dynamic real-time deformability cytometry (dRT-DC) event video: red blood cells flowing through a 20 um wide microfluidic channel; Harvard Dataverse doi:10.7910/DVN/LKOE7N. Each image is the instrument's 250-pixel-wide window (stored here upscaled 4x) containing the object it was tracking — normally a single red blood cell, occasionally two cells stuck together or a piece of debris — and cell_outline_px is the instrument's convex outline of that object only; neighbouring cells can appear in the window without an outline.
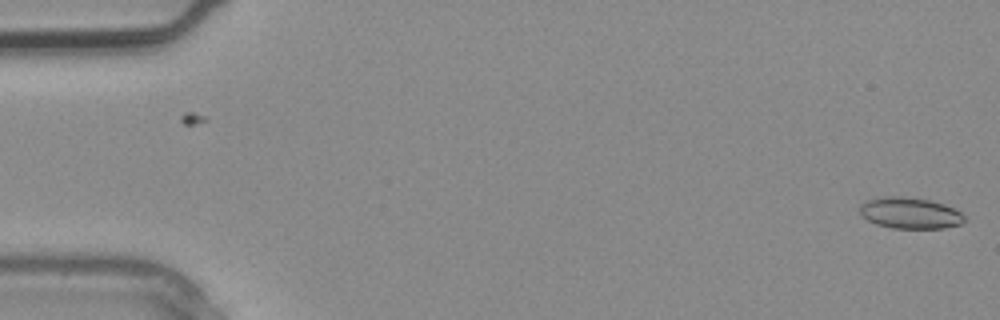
{"species": "common noctule bat (a hibernating species)", "species_latin": "Nyctalus noctula", "temperature_condition": "warm", "stored_images_in_passage": 3, "segment_of_instrument_passage": [2, 2], "camera_frame_rate_fps": 3000, "um_per_image_px": 0.085, "animal": {"sex": "male", "body_mass_g": 20.4}, "frame": {"image": 1, "passage_image": 3, "time_ms": 0.667, "image_size_px": [1000, 320], "cell_outline_px": [[968, 220], [960, 224], [944, 228], [892, 228], [876, 224], [868, 220], [860, 212], [860, 204], [868, 200], [884, 196], [900, 196], [928, 200], [944, 204], [960, 212]], "centroid_in_image_um": [77.36, 18.11], "position_along_channel_um": 7.6, "area_um2": 18.9}}